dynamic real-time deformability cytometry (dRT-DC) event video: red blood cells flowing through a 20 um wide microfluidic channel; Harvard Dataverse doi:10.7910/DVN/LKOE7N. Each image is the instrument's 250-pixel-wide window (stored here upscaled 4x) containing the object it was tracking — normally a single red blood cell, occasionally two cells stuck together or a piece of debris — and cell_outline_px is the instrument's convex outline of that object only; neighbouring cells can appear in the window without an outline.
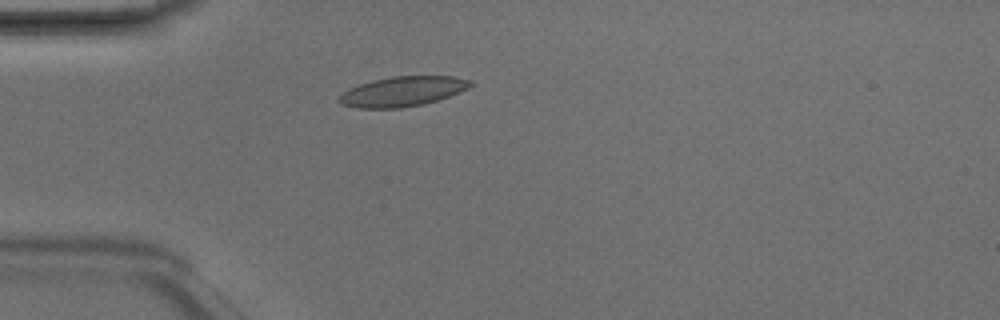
{"species": "Egyptian fruit bat (a non-hibernating species)", "species_latin": "Rousettus aegyptiacus", "temperature_condition": "room temperature", "stored_images_in_passage": 3, "camera_frame_rate_fps": 3000, "um_per_image_px": 0.085, "animal": {"sex": "male"}, "frame": {"image": 1, "passage_image": 3, "time_ms": 0.667, "image_size_px": [1000, 320], "cell_outline_px": [[476, 84], [468, 88], [448, 96], [424, 104], [400, 108], [356, 108], [340, 104], [336, 100], [348, 88], [372, 80], [392, 76], [456, 76], [472, 80]], "centroid_in_image_um": [34.22, 7.77], "position_along_channel_um": 50.8, "area_um2": 23.0}}